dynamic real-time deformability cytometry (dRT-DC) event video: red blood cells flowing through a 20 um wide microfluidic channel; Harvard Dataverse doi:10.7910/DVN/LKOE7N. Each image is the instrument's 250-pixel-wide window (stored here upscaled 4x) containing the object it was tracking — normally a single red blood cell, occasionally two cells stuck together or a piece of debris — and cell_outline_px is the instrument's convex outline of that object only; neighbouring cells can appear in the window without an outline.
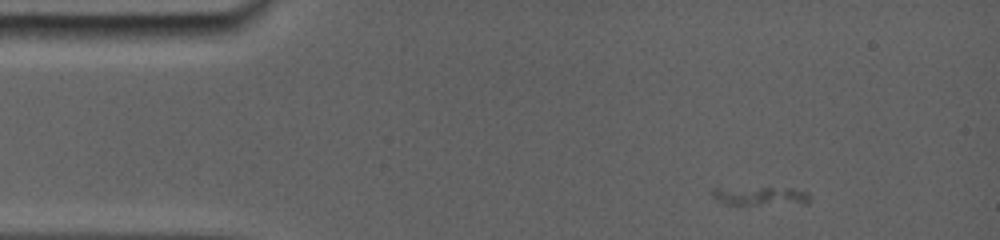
{"species": "common noctule bat (a hibernating species)", "species_latin": "Nyctalus noctula", "temperature_condition": "room temperature", "stored_images_in_passage": 2, "camera_frame_rate_fps": 5000, "um_per_image_px": 0.085, "animal": {"sex": "female", "body_mass_g": 19.0, "forearm_length_mm": 56.7}, "frame": {"image": 1, "passage_image": 1, "time_ms": 0.0, "image_size_px": [1000, 240], "cell_outline_px": [[812, 196], [808, 204], [736, 208], [724, 204], [716, 200], [708, 192], [712, 188], [788, 188], [808, 192]], "centroid_in_image_um": [64.59, 16.74], "position_along_channel_um": 20.4, "area_um2": 12.02}}